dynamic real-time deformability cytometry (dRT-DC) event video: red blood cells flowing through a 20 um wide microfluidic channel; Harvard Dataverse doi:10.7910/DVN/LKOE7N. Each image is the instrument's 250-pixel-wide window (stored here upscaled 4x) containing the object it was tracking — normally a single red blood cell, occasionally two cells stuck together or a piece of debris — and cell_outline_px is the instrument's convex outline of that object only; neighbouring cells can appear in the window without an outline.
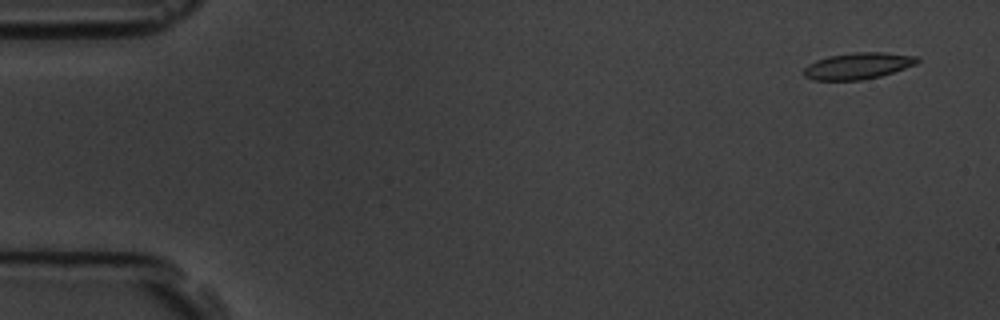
{"species": "common noctule bat (a hibernating species)", "species_latin": "Nyctalus noctula", "temperature_condition": "room temperature", "stored_images_in_passage": 7, "camera_frame_rate_fps": 3000, "um_per_image_px": 0.085, "animal": {"sex": "male", "body_mass_g": 19.5, "forearm_length_mm": 54.6}, "frame": {"image": 1, "passage_image": 1, "time_ms": 0.0, "image_size_px": [1000, 320], "cell_outline_px": [[920, 60], [916, 64], [880, 76], [860, 80], [812, 80], [804, 76], [804, 68], [808, 64], [816, 60], [828, 56], [852, 52], [884, 52], [916, 56]], "centroid_in_image_um": [72.9, 5.59], "position_along_channel_um": 12.1, "area_um2": 17.46}}
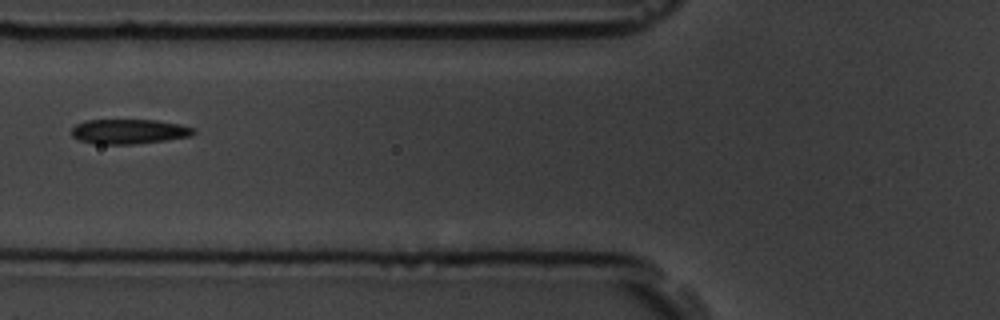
{"frame": {"image": 2, "passage_image": 6, "time_ms": 6.0, "image_size_px": [1000, 320], "cell_outline_px": [[196, 132], [192, 136], [164, 140], [132, 144], [96, 144], [80, 140], [72, 136], [72, 128], [76, 124], [84, 120], [156, 120], [180, 124], [196, 128]], "centroid_in_image_um": [10.98, 11.17], "position_along_channel_um": 114.8, "area_um2": 17.63}}
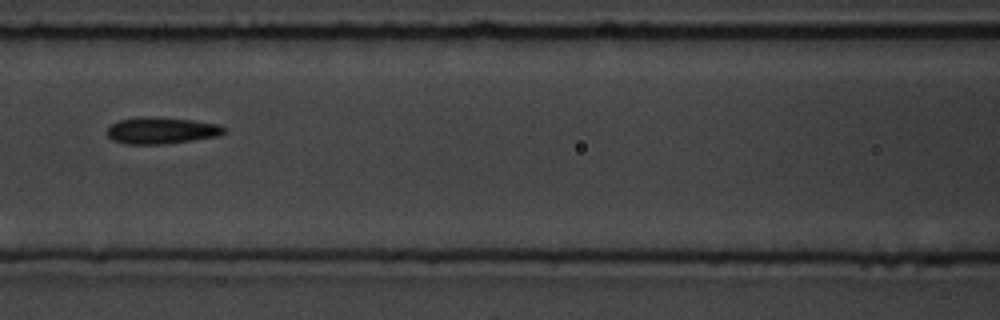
{"frame": {"image": 3, "passage_image": 7, "time_ms": 7.0, "image_size_px": [1000, 320], "cell_outline_px": [[224, 132], [220, 136], [164, 144], [124, 144], [112, 140], [104, 132], [112, 124], [120, 120], [136, 116], [152, 116], [192, 120], [220, 124], [224, 128]], "centroid_in_image_um": [13.68, 11.09], "position_along_channel_um": 152.9, "area_um2": 18.38}}